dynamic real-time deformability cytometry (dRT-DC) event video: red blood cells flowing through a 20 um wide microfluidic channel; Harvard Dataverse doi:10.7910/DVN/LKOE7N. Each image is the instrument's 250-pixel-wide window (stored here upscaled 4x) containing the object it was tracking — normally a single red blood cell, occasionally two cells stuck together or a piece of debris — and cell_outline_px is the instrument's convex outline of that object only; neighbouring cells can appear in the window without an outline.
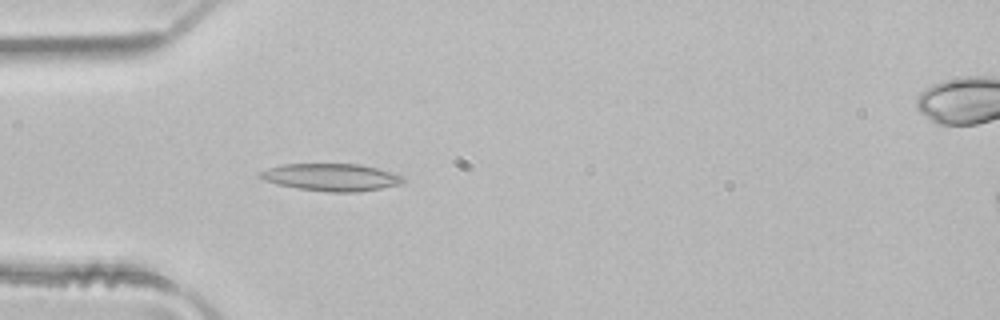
{"species": "common noctule bat (a hibernating species)", "species_latin": "Nyctalus noctula", "temperature_condition": "room temperature", "stored_images_in_passage": 5, "camera_frame_rate_fps": 3000, "um_per_image_px": 0.085, "animal": {"sex": "male", "body_mass_g": 21.5, "forearm_length_mm": 52.0}, "frame": {"image": 1, "passage_image": 4, "time_ms": 1.0, "image_size_px": [1000, 320], "cell_outline_px": [[408, 180], [404, 184], [356, 192], [332, 192], [300, 188], [276, 184], [264, 180], [260, 176], [260, 172], [268, 168], [280, 164], [360, 164], [376, 168], [400, 176]], "centroid_in_image_um": [28.17, 15.06], "position_along_channel_um": 56.8, "area_um2": 22.54}}